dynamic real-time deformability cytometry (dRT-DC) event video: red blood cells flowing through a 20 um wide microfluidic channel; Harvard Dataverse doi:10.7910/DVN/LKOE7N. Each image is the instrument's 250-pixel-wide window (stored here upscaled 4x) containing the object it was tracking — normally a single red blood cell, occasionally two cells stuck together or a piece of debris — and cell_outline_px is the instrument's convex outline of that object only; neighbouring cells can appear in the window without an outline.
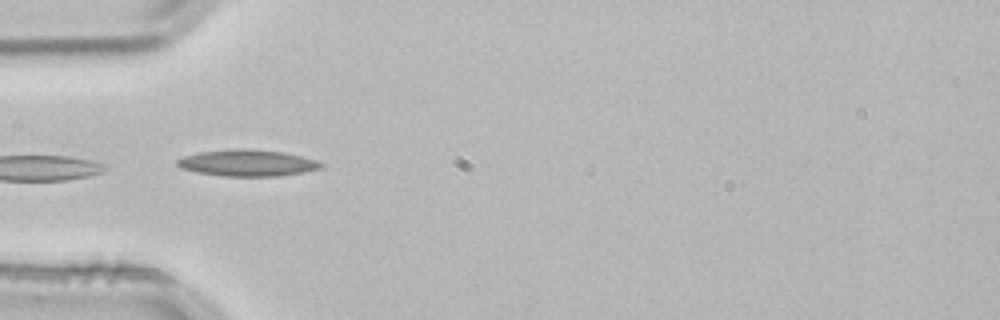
{"species": "common noctule bat (a hibernating species)", "species_latin": "Nyctalus noctula", "temperature_condition": "room temperature", "stored_images_in_passage": 1, "camera_frame_rate_fps": 3000, "um_per_image_px": 0.085, "animal": {"sex": "male", "body_mass_g": 21.5, "forearm_length_mm": 52.0}, "frame": {"image": 1, "passage_image": 1, "time_ms": 0.0, "image_size_px": [1000, 320], "cell_outline_px": [[324, 168], [304, 172], [276, 176], [224, 176], [196, 172], [180, 168], [176, 164], [176, 160], [184, 156], [200, 152], [236, 148], [244, 148], [284, 152], [316, 160], [324, 164]], "centroid_in_image_um": [21.03, 13.85], "position_along_channel_um": 64.0, "area_um2": 22.25}}